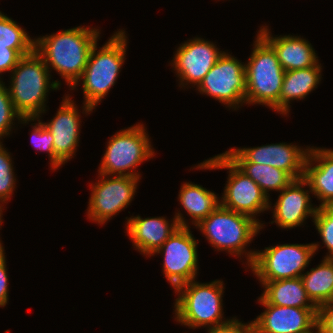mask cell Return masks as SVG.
Instances as JSON below:
<instances>
[{"label": "cell", "instance_id": "obj_17", "mask_svg": "<svg viewBox=\"0 0 333 333\" xmlns=\"http://www.w3.org/2000/svg\"><path fill=\"white\" fill-rule=\"evenodd\" d=\"M175 214L171 223L165 217L143 219L138 215L128 218L126 232L134 248L142 255L152 256L180 226H189L183 214L179 211Z\"/></svg>", "mask_w": 333, "mask_h": 333}, {"label": "cell", "instance_id": "obj_5", "mask_svg": "<svg viewBox=\"0 0 333 333\" xmlns=\"http://www.w3.org/2000/svg\"><path fill=\"white\" fill-rule=\"evenodd\" d=\"M195 227L217 251L225 250L240 258L245 253L247 266L252 265L256 251L250 250L247 253L245 248L262 229L252 217L220 206Z\"/></svg>", "mask_w": 333, "mask_h": 333}, {"label": "cell", "instance_id": "obj_36", "mask_svg": "<svg viewBox=\"0 0 333 333\" xmlns=\"http://www.w3.org/2000/svg\"><path fill=\"white\" fill-rule=\"evenodd\" d=\"M314 329H315V331L317 330L316 333H321L320 329H319V327L317 325L313 329H311L309 332H306V333H315Z\"/></svg>", "mask_w": 333, "mask_h": 333}, {"label": "cell", "instance_id": "obj_28", "mask_svg": "<svg viewBox=\"0 0 333 333\" xmlns=\"http://www.w3.org/2000/svg\"><path fill=\"white\" fill-rule=\"evenodd\" d=\"M313 223L329 251L324 258L333 259V205L318 207Z\"/></svg>", "mask_w": 333, "mask_h": 333}, {"label": "cell", "instance_id": "obj_26", "mask_svg": "<svg viewBox=\"0 0 333 333\" xmlns=\"http://www.w3.org/2000/svg\"><path fill=\"white\" fill-rule=\"evenodd\" d=\"M0 47L15 49L21 56L35 50V39L8 16L0 11Z\"/></svg>", "mask_w": 333, "mask_h": 333}, {"label": "cell", "instance_id": "obj_29", "mask_svg": "<svg viewBox=\"0 0 333 333\" xmlns=\"http://www.w3.org/2000/svg\"><path fill=\"white\" fill-rule=\"evenodd\" d=\"M0 141V202L2 204L9 201L15 190L16 178L11 156ZM0 203V204H1Z\"/></svg>", "mask_w": 333, "mask_h": 333}, {"label": "cell", "instance_id": "obj_31", "mask_svg": "<svg viewBox=\"0 0 333 333\" xmlns=\"http://www.w3.org/2000/svg\"><path fill=\"white\" fill-rule=\"evenodd\" d=\"M207 330L208 333H255L252 321L244 324L236 317L230 319L227 323L211 327Z\"/></svg>", "mask_w": 333, "mask_h": 333}, {"label": "cell", "instance_id": "obj_10", "mask_svg": "<svg viewBox=\"0 0 333 333\" xmlns=\"http://www.w3.org/2000/svg\"><path fill=\"white\" fill-rule=\"evenodd\" d=\"M224 52L197 87L201 94L217 99L236 110L245 104V64Z\"/></svg>", "mask_w": 333, "mask_h": 333}, {"label": "cell", "instance_id": "obj_15", "mask_svg": "<svg viewBox=\"0 0 333 333\" xmlns=\"http://www.w3.org/2000/svg\"><path fill=\"white\" fill-rule=\"evenodd\" d=\"M258 302L266 309L252 321L255 333H306L316 326L317 308L276 306L261 296Z\"/></svg>", "mask_w": 333, "mask_h": 333}, {"label": "cell", "instance_id": "obj_7", "mask_svg": "<svg viewBox=\"0 0 333 333\" xmlns=\"http://www.w3.org/2000/svg\"><path fill=\"white\" fill-rule=\"evenodd\" d=\"M228 169L229 175L221 206L252 217L261 228L263 224L256 215L271 209L269 197L245 173H243L224 153L209 158L196 166V169Z\"/></svg>", "mask_w": 333, "mask_h": 333}, {"label": "cell", "instance_id": "obj_3", "mask_svg": "<svg viewBox=\"0 0 333 333\" xmlns=\"http://www.w3.org/2000/svg\"><path fill=\"white\" fill-rule=\"evenodd\" d=\"M50 71L42 57L34 50L22 56L11 72L9 95L22 118H38L46 110V96L50 88L57 90L60 81L50 82Z\"/></svg>", "mask_w": 333, "mask_h": 333}, {"label": "cell", "instance_id": "obj_1", "mask_svg": "<svg viewBox=\"0 0 333 333\" xmlns=\"http://www.w3.org/2000/svg\"><path fill=\"white\" fill-rule=\"evenodd\" d=\"M99 35L96 28L78 26L35 39V51L48 69H54L72 88L82 76Z\"/></svg>", "mask_w": 333, "mask_h": 333}, {"label": "cell", "instance_id": "obj_18", "mask_svg": "<svg viewBox=\"0 0 333 333\" xmlns=\"http://www.w3.org/2000/svg\"><path fill=\"white\" fill-rule=\"evenodd\" d=\"M304 186H308V182L301 178L292 181L280 192L272 209L274 221L271 224L275 222L280 228L290 229L303 225L306 217L314 218L318 206L313 207L309 195L311 191L303 189Z\"/></svg>", "mask_w": 333, "mask_h": 333}, {"label": "cell", "instance_id": "obj_32", "mask_svg": "<svg viewBox=\"0 0 333 333\" xmlns=\"http://www.w3.org/2000/svg\"><path fill=\"white\" fill-rule=\"evenodd\" d=\"M316 325L321 333H333V301L317 307Z\"/></svg>", "mask_w": 333, "mask_h": 333}, {"label": "cell", "instance_id": "obj_6", "mask_svg": "<svg viewBox=\"0 0 333 333\" xmlns=\"http://www.w3.org/2000/svg\"><path fill=\"white\" fill-rule=\"evenodd\" d=\"M223 281L199 283L191 280L175 289V321L192 329L215 327L227 323L223 317ZM224 318V319H223ZM223 320V321H222Z\"/></svg>", "mask_w": 333, "mask_h": 333}, {"label": "cell", "instance_id": "obj_33", "mask_svg": "<svg viewBox=\"0 0 333 333\" xmlns=\"http://www.w3.org/2000/svg\"><path fill=\"white\" fill-rule=\"evenodd\" d=\"M21 57L15 49L0 47V74L5 71L12 72Z\"/></svg>", "mask_w": 333, "mask_h": 333}, {"label": "cell", "instance_id": "obj_11", "mask_svg": "<svg viewBox=\"0 0 333 333\" xmlns=\"http://www.w3.org/2000/svg\"><path fill=\"white\" fill-rule=\"evenodd\" d=\"M98 175L100 180L90 186L92 192L87 217L101 225L130 204L140 178L100 173Z\"/></svg>", "mask_w": 333, "mask_h": 333}, {"label": "cell", "instance_id": "obj_25", "mask_svg": "<svg viewBox=\"0 0 333 333\" xmlns=\"http://www.w3.org/2000/svg\"><path fill=\"white\" fill-rule=\"evenodd\" d=\"M243 173L249 176L269 197V191L281 192L294 179L285 171L265 164L252 162H233Z\"/></svg>", "mask_w": 333, "mask_h": 333}, {"label": "cell", "instance_id": "obj_23", "mask_svg": "<svg viewBox=\"0 0 333 333\" xmlns=\"http://www.w3.org/2000/svg\"><path fill=\"white\" fill-rule=\"evenodd\" d=\"M178 199L194 226L221 206V200L214 192L192 182L182 184Z\"/></svg>", "mask_w": 333, "mask_h": 333}, {"label": "cell", "instance_id": "obj_30", "mask_svg": "<svg viewBox=\"0 0 333 333\" xmlns=\"http://www.w3.org/2000/svg\"><path fill=\"white\" fill-rule=\"evenodd\" d=\"M38 123H34L33 130L31 131V143L39 151H45L50 157V167L55 170V152L53 146V136L50 130L46 128L43 122L40 121V117L35 118Z\"/></svg>", "mask_w": 333, "mask_h": 333}, {"label": "cell", "instance_id": "obj_14", "mask_svg": "<svg viewBox=\"0 0 333 333\" xmlns=\"http://www.w3.org/2000/svg\"><path fill=\"white\" fill-rule=\"evenodd\" d=\"M224 52L219 51L212 42L200 37L182 43L171 64L179 77L180 86L185 87L190 83L198 87Z\"/></svg>", "mask_w": 333, "mask_h": 333}, {"label": "cell", "instance_id": "obj_2", "mask_svg": "<svg viewBox=\"0 0 333 333\" xmlns=\"http://www.w3.org/2000/svg\"><path fill=\"white\" fill-rule=\"evenodd\" d=\"M97 42L92 47L87 65L79 81L71 88L74 90L83 80V112L88 115L115 85L118 74L126 60L127 36L124 30L115 32L100 50ZM98 50V51H97ZM88 113V114H87Z\"/></svg>", "mask_w": 333, "mask_h": 333}, {"label": "cell", "instance_id": "obj_35", "mask_svg": "<svg viewBox=\"0 0 333 333\" xmlns=\"http://www.w3.org/2000/svg\"><path fill=\"white\" fill-rule=\"evenodd\" d=\"M3 205L0 204V228L2 223V213H3ZM4 253V247L2 246L1 240H0V254Z\"/></svg>", "mask_w": 333, "mask_h": 333}, {"label": "cell", "instance_id": "obj_34", "mask_svg": "<svg viewBox=\"0 0 333 333\" xmlns=\"http://www.w3.org/2000/svg\"><path fill=\"white\" fill-rule=\"evenodd\" d=\"M5 252L0 254V307L8 303V273L6 269Z\"/></svg>", "mask_w": 333, "mask_h": 333}, {"label": "cell", "instance_id": "obj_9", "mask_svg": "<svg viewBox=\"0 0 333 333\" xmlns=\"http://www.w3.org/2000/svg\"><path fill=\"white\" fill-rule=\"evenodd\" d=\"M318 246V243H311L265 247L263 251H256L250 268L259 281L298 278L319 249Z\"/></svg>", "mask_w": 333, "mask_h": 333}, {"label": "cell", "instance_id": "obj_16", "mask_svg": "<svg viewBox=\"0 0 333 333\" xmlns=\"http://www.w3.org/2000/svg\"><path fill=\"white\" fill-rule=\"evenodd\" d=\"M76 104L66 95L56 115L50 122H43L53 136L55 170L70 160L79 146L80 116Z\"/></svg>", "mask_w": 333, "mask_h": 333}, {"label": "cell", "instance_id": "obj_27", "mask_svg": "<svg viewBox=\"0 0 333 333\" xmlns=\"http://www.w3.org/2000/svg\"><path fill=\"white\" fill-rule=\"evenodd\" d=\"M15 118L18 119L21 124L35 120V118H22L12 104L8 88L3 81H0V139L10 135L11 129L14 128L12 125H14L13 121Z\"/></svg>", "mask_w": 333, "mask_h": 333}, {"label": "cell", "instance_id": "obj_24", "mask_svg": "<svg viewBox=\"0 0 333 333\" xmlns=\"http://www.w3.org/2000/svg\"><path fill=\"white\" fill-rule=\"evenodd\" d=\"M308 298L316 306L333 301V259H323L301 275Z\"/></svg>", "mask_w": 333, "mask_h": 333}, {"label": "cell", "instance_id": "obj_19", "mask_svg": "<svg viewBox=\"0 0 333 333\" xmlns=\"http://www.w3.org/2000/svg\"><path fill=\"white\" fill-rule=\"evenodd\" d=\"M303 178L311 193L320 200L319 207L333 205V149L309 148Z\"/></svg>", "mask_w": 333, "mask_h": 333}, {"label": "cell", "instance_id": "obj_13", "mask_svg": "<svg viewBox=\"0 0 333 333\" xmlns=\"http://www.w3.org/2000/svg\"><path fill=\"white\" fill-rule=\"evenodd\" d=\"M309 148L310 146L304 149L292 143H277L253 148H231L224 154L232 162H252L273 166L287 172L294 180H297L304 177Z\"/></svg>", "mask_w": 333, "mask_h": 333}, {"label": "cell", "instance_id": "obj_8", "mask_svg": "<svg viewBox=\"0 0 333 333\" xmlns=\"http://www.w3.org/2000/svg\"><path fill=\"white\" fill-rule=\"evenodd\" d=\"M144 127L138 123L112 135L98 173L140 178L136 168L155 155Z\"/></svg>", "mask_w": 333, "mask_h": 333}, {"label": "cell", "instance_id": "obj_21", "mask_svg": "<svg viewBox=\"0 0 333 333\" xmlns=\"http://www.w3.org/2000/svg\"><path fill=\"white\" fill-rule=\"evenodd\" d=\"M320 65L318 62L312 67L285 71L279 97L280 114L284 116L288 114L291 100H301L317 88L322 78Z\"/></svg>", "mask_w": 333, "mask_h": 333}, {"label": "cell", "instance_id": "obj_4", "mask_svg": "<svg viewBox=\"0 0 333 333\" xmlns=\"http://www.w3.org/2000/svg\"><path fill=\"white\" fill-rule=\"evenodd\" d=\"M245 63L246 104L266 105L279 113V97L285 70L273 47L259 34Z\"/></svg>", "mask_w": 333, "mask_h": 333}, {"label": "cell", "instance_id": "obj_12", "mask_svg": "<svg viewBox=\"0 0 333 333\" xmlns=\"http://www.w3.org/2000/svg\"><path fill=\"white\" fill-rule=\"evenodd\" d=\"M197 242L190 226H180L154 253L164 255L163 274L173 289L196 278Z\"/></svg>", "mask_w": 333, "mask_h": 333}, {"label": "cell", "instance_id": "obj_22", "mask_svg": "<svg viewBox=\"0 0 333 333\" xmlns=\"http://www.w3.org/2000/svg\"><path fill=\"white\" fill-rule=\"evenodd\" d=\"M264 292L261 297L276 306L317 308L308 298L301 277L276 281H260Z\"/></svg>", "mask_w": 333, "mask_h": 333}, {"label": "cell", "instance_id": "obj_20", "mask_svg": "<svg viewBox=\"0 0 333 333\" xmlns=\"http://www.w3.org/2000/svg\"><path fill=\"white\" fill-rule=\"evenodd\" d=\"M258 33L273 47L285 71L312 67L318 63L315 50L306 39L292 35L273 37L266 25L260 27Z\"/></svg>", "mask_w": 333, "mask_h": 333}]
</instances>
